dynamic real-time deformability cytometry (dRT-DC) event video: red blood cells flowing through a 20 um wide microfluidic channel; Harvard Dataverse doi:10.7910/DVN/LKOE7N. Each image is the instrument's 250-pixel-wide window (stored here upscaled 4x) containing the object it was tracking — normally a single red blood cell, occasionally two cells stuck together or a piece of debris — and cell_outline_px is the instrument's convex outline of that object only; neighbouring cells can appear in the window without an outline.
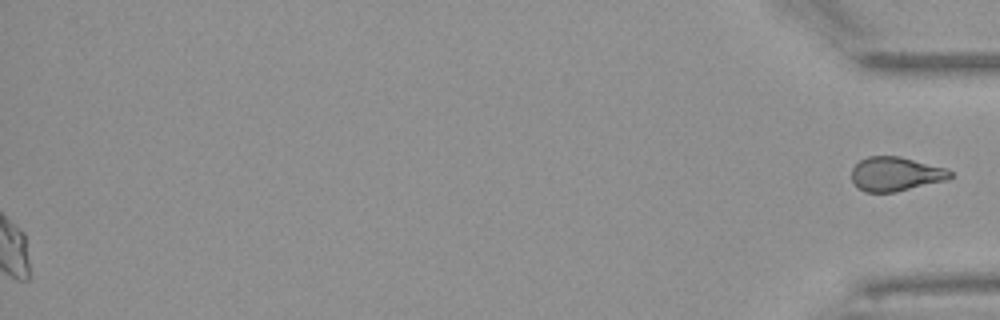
{"species": "Egyptian fruit bat (a non-hibernating species)", "species_latin": "Rousettus aegyptiacus", "temperature_condition": "warm", "stored_images_in_passage": 54, "segment_of_instrument_passage": [2, 2], "camera_frame_rate_fps": 3000, "um_per_image_px": 0.085, "animal": {"sex": "female"}, "frame": {"image": 1, "passage_image": 54, "time_ms": 17.667, "image_size_px": [1000, 320], "cell_outline_px": [[952, 176], [944, 180], [896, 192], [864, 192], [852, 180], [852, 168], [860, 160], [868, 156], [900, 156], [948, 168], [952, 172]], "centroid_in_image_um": [76.13, 14.77], "position_along_channel_um": 359.1, "area_um2": 19.54}}